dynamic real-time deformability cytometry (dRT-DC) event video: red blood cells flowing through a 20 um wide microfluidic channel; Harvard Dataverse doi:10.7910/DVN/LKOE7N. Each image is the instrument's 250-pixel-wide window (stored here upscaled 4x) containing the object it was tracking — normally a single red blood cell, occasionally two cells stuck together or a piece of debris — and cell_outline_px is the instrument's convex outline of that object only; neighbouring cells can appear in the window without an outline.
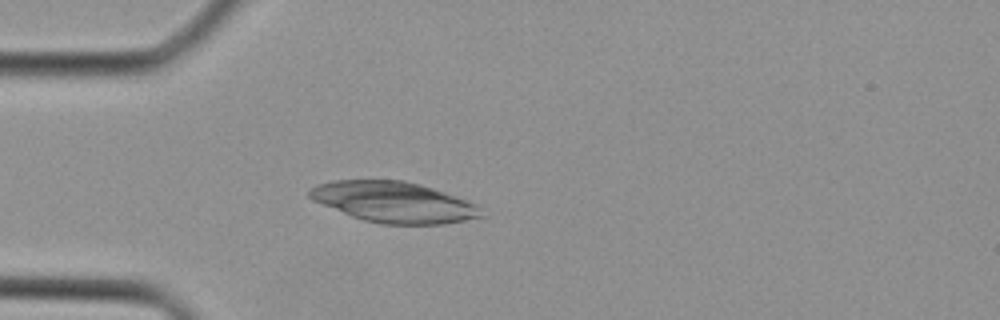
{"species": "Egyptian fruit bat (a non-hibernating species)", "species_latin": "Rousettus aegyptiacus", "temperature_condition": "cold", "stored_images_in_passage": 39, "camera_frame_rate_fps": 3000, "um_per_image_px": 0.085, "animal": {"sex": "female"}, "frame": {"image": 1, "passage_image": 10, "time_ms": 3.0, "image_size_px": [1000, 320], "cell_outline_px": [[484, 216], [444, 224], [384, 224], [364, 220], [352, 216], [312, 200], [308, 196], [308, 188], [316, 184], [332, 180], [404, 180], [420, 184], [444, 192], [476, 204]], "centroid_in_image_um": [33.42, 17.17], "position_along_channel_um": 51.6, "area_um2": 40.52}}
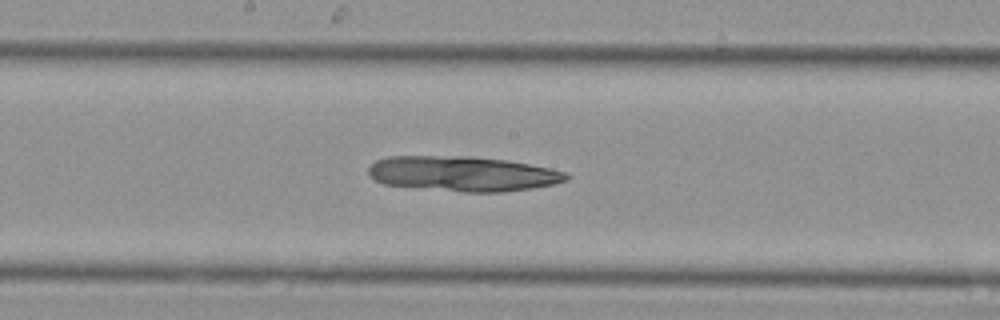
{"frame": {"image": 2, "passage_image": 20, "time_ms": 6.333, "image_size_px": [1000, 320], "cell_outline_px": [[572, 176], [568, 180], [556, 184], [532, 188], [500, 192], [464, 192], [384, 184], [368, 176], [368, 168], [376, 160], [388, 156], [472, 156], [508, 160], [552, 168], [568, 172]], "centroid_in_image_um": [39.39, 14.76], "position_along_channel_um": 208.8, "area_um2": 40.75}}
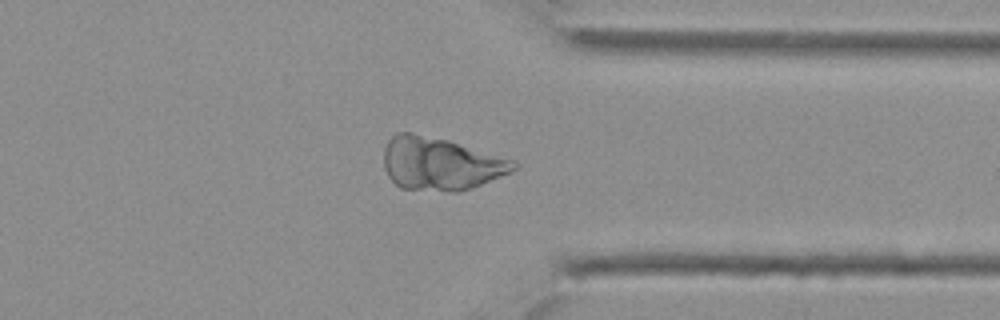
{"frame": {"image": 3, "passage_image": 30, "time_ms": 9.667, "image_size_px": [1000, 320], "cell_outline_px": [[520, 164], [512, 172], [472, 188], [456, 192], [448, 192], [400, 188], [388, 176], [384, 168], [384, 148], [388, 140], [396, 132], [412, 132], [448, 140], [512, 160]], "centroid_in_image_um": [37.42, 13.92], "position_along_channel_um": 374.0, "area_um2": 40.06}}